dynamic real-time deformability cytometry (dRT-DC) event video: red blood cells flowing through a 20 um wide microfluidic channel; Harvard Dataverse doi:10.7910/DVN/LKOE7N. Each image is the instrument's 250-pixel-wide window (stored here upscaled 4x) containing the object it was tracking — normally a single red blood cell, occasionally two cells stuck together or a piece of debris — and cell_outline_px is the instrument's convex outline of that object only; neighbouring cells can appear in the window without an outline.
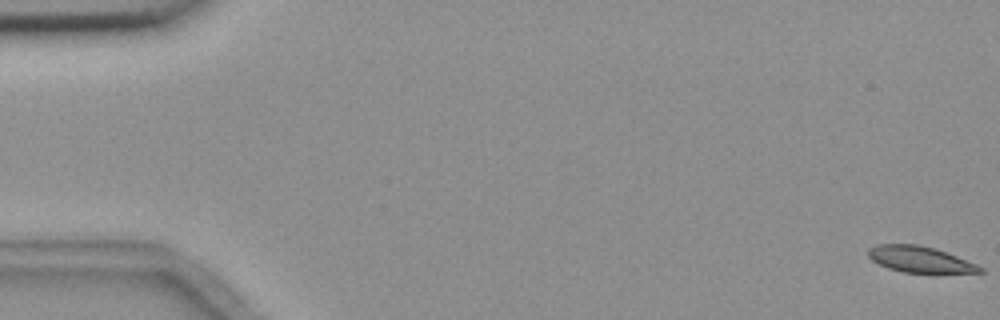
{"species": "common noctule bat (a hibernating species)", "species_latin": "Nyctalus noctula", "temperature_condition": "room temperature", "stored_images_in_passage": 8, "camera_frame_rate_fps": 3000, "um_per_image_px": 0.085, "animal": {"sex": "female", "body_mass_g": 18.4}, "frame": {"image": 1, "passage_image": 1, "time_ms": 0.0, "image_size_px": [1000, 320], "cell_outline_px": [[984, 272], [904, 272], [888, 268], [872, 260], [868, 256], [868, 248], [876, 244], [916, 244], [936, 248], [948, 252], [976, 264], [984, 268]], "centroid_in_image_um": [78.18, 22.02], "position_along_channel_um": 6.8, "area_um2": 16.88}}
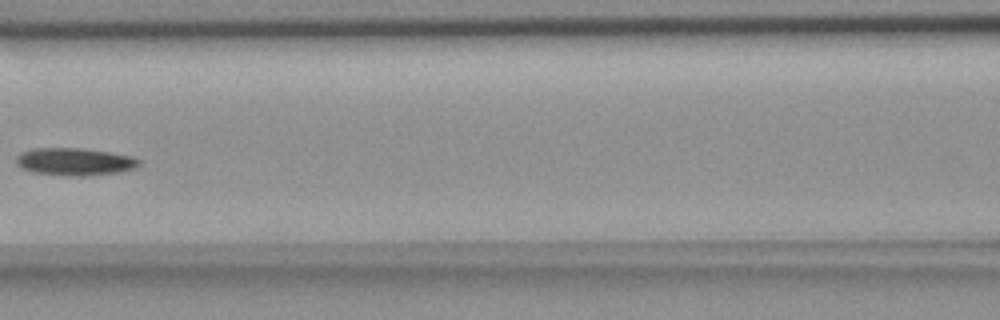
{"frame": {"image": 2, "passage_image": 7, "time_ms": 8.333, "image_size_px": [1000, 320], "cell_outline_px": [[140, 164], [136, 168], [120, 172], [84, 176], [76, 176], [32, 172], [16, 164], [16, 156], [20, 152], [32, 148], [84, 148], [132, 156], [140, 160]], "centroid_in_image_um": [6.35, 13.73], "position_along_channel_um": 160.2, "area_um2": 19.71}}
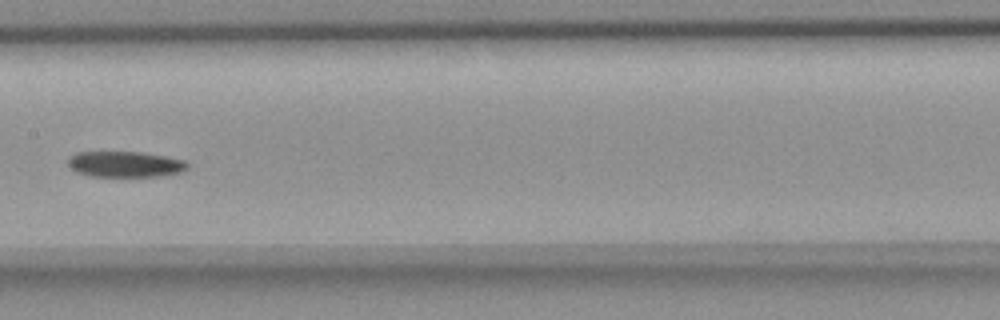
{"frame": {"image": 3, "passage_image": 8, "time_ms": 9.333, "image_size_px": [1000, 320], "cell_outline_px": [[188, 168], [180, 172], [160, 176], [88, 176], [76, 172], [68, 164], [68, 156], [76, 152], [140, 152], [164, 156], [184, 160], [188, 164]], "centroid_in_image_um": [10.6, 13.95], "position_along_channel_um": 196.8, "area_um2": 17.92}}